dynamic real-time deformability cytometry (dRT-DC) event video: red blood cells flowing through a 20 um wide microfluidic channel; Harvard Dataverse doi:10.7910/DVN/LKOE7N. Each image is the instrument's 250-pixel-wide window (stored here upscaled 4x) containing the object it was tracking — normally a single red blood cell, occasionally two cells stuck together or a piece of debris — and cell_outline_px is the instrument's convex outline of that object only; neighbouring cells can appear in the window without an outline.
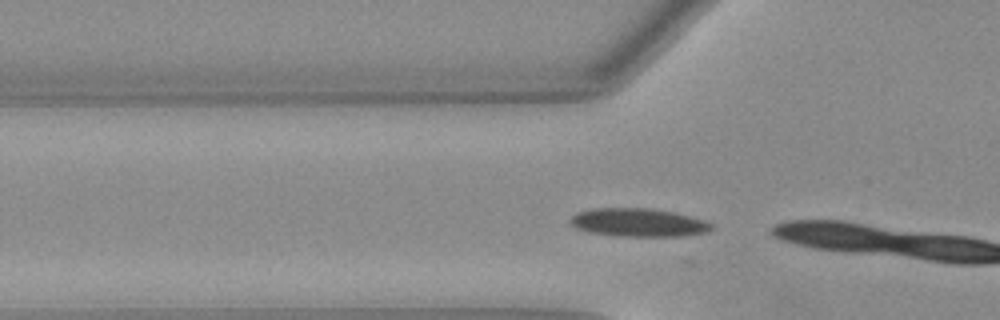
{"species": "Egyptian fruit bat (a non-hibernating species)", "species_latin": "Rousettus aegyptiacus", "temperature_condition": "warm", "stored_images_in_passage": 11, "camera_frame_rate_fps": 3000, "um_per_image_px": 0.085, "animal": {"sex": "female"}, "frame": {"image": 1, "passage_image": 9, "time_ms": 2.667, "image_size_px": [1000, 320], "cell_outline_px": [[712, 228], [708, 232], [684, 236], [620, 236], [588, 232], [576, 228], [568, 220], [576, 212], [592, 208], [652, 208], [672, 212], [704, 220], [712, 224]], "centroid_in_image_um": [54.23, 18.91], "position_along_channel_um": 71.6, "area_um2": 23.29}}